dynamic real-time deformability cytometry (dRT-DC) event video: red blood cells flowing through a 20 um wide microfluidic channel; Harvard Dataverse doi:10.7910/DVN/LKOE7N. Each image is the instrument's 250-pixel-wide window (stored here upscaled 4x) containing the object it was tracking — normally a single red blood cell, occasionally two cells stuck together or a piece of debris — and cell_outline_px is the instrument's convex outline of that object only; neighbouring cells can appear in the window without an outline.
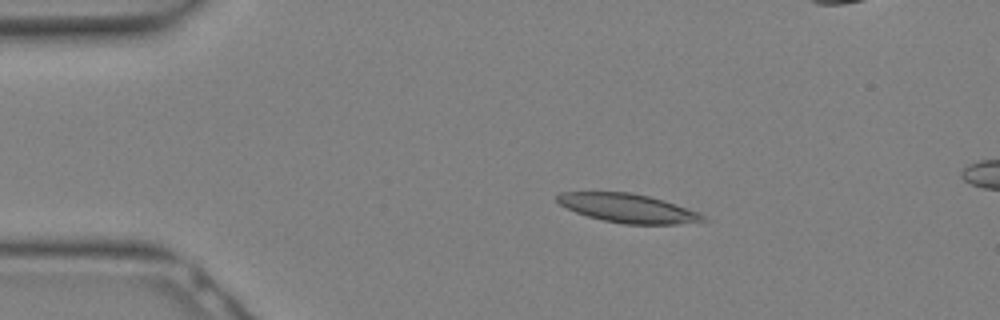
{"species": "Egyptian fruit bat (a non-hibernating species)", "species_latin": "Rousettus aegyptiacus", "temperature_condition": "warm", "stored_images_in_passage": 13, "camera_frame_rate_fps": 3000, "um_per_image_px": 0.085, "animal": {"sex": "female"}, "frame": {"image": 1, "passage_image": 6, "time_ms": 1.667, "image_size_px": [1000, 320], "cell_outline_px": [[708, 220], [676, 224], [624, 224], [604, 220], [588, 216], [576, 212], [560, 204], [556, 200], [556, 196], [560, 192], [632, 192], [664, 200], [700, 212]], "centroid_in_image_um": [53.39, 17.69], "position_along_channel_um": 31.6, "area_um2": 24.33}}
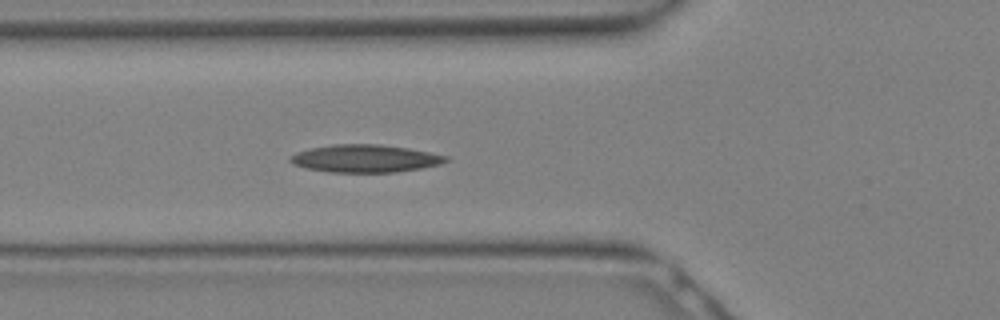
{"frame": {"image": 2, "passage_image": 11, "time_ms": 3.333, "image_size_px": [1000, 320], "cell_outline_px": [[448, 160], [440, 164], [420, 168], [396, 172], [328, 172], [308, 168], [292, 164], [288, 160], [288, 156], [296, 152], [308, 148], [332, 144], [380, 144], [408, 148], [448, 156]], "centroid_in_image_um": [30.97, 13.46], "position_along_channel_um": 94.8, "area_um2": 25.14}}
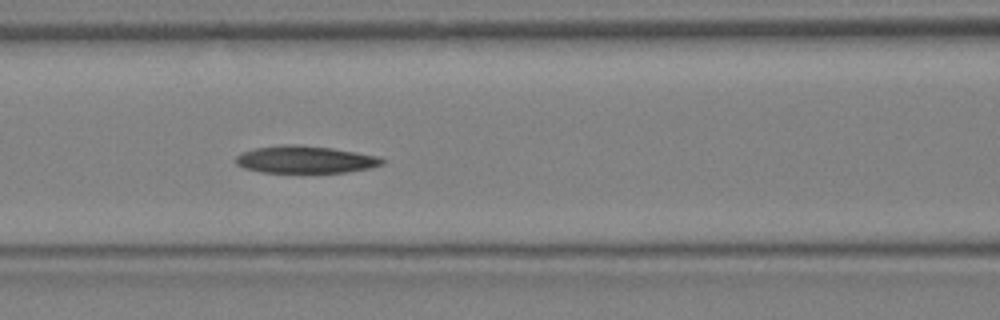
{"frame": {"image": 3, "passage_image": 13, "time_ms": 4.0, "image_size_px": [1000, 320], "cell_outline_px": [[384, 164], [368, 168], [348, 172], [260, 172], [244, 168], [236, 164], [236, 156], [244, 152], [256, 148], [284, 144], [300, 144], [332, 148], [356, 152], [376, 156], [384, 160]], "centroid_in_image_um": [25.93, 13.55], "position_along_channel_um": 140.7, "area_um2": 23.12}}